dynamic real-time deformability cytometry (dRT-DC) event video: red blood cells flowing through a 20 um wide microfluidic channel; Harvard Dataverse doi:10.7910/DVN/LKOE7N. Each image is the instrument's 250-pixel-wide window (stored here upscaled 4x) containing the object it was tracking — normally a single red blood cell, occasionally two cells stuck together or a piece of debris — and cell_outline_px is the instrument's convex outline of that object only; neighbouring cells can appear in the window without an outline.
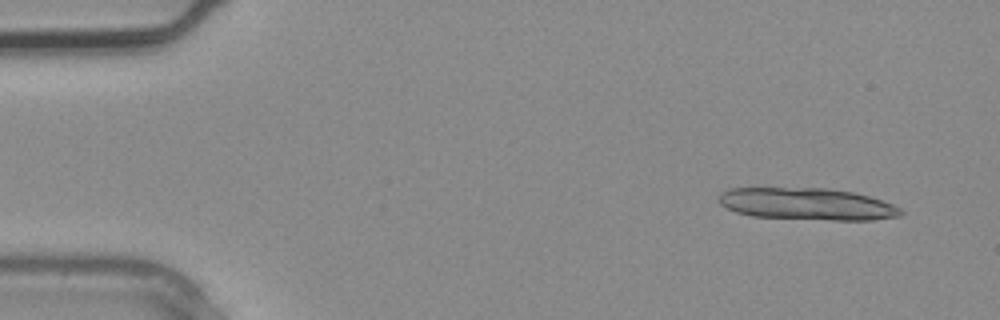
{"species": "common noctule bat (a hibernating species)", "species_latin": "Nyctalus noctula", "temperature_condition": "warm", "stored_images_in_passage": 4, "camera_frame_rate_fps": 3000, "um_per_image_px": 0.085, "animal": {"sex": "male", "body_mass_g": 20.4}, "frame": {"image": 1, "passage_image": 1, "time_ms": 0.0, "image_size_px": [1000, 320], "cell_outline_px": [[904, 212], [900, 216], [872, 220], [832, 220], [752, 216], [736, 212], [720, 204], [716, 200], [720, 192], [728, 188], [828, 188], [852, 192], [868, 196], [892, 204], [900, 208]], "centroid_in_image_um": [68.56, 17.33], "position_along_channel_um": 16.4, "area_um2": 33.99}}